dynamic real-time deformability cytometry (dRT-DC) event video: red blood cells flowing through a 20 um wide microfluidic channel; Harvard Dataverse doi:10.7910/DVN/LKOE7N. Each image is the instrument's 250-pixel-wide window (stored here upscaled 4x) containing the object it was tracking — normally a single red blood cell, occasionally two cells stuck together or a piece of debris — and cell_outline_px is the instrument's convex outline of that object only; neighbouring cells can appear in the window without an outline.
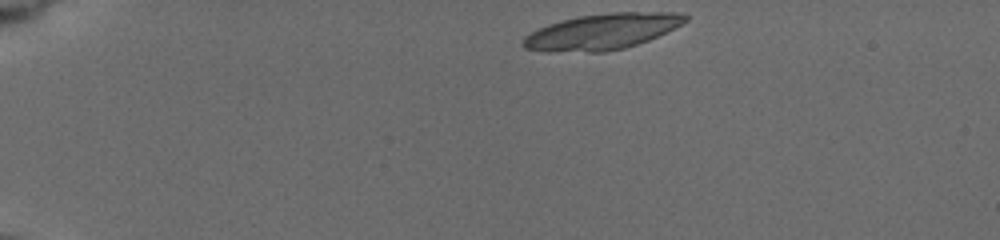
{"species": "common noctule bat (a hibernating species)", "species_latin": "Nyctalus noctula", "temperature_condition": "cold", "stored_images_in_passage": 5, "camera_frame_rate_fps": 3000, "um_per_image_px": 0.085, "animal": {"sex": "female", "body_mass_g": 19.5, "forearm_length_mm": 54.1}, "frame": {"image": 1, "passage_image": 1, "time_ms": 0.0, "image_size_px": [1000, 240], "cell_outline_px": [[688, 20], [648, 40], [624, 48], [604, 52], [544, 52], [524, 48], [520, 44], [524, 36], [548, 24], [560, 20], [576, 16], [612, 12], [680, 12], [688, 16]], "centroid_in_image_um": [51.11, 2.69], "position_along_channel_um": 33.9, "area_um2": 33.93}}